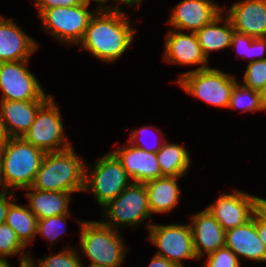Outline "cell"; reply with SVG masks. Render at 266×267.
Returning <instances> with one entry per match:
<instances>
[{
	"instance_id": "9",
	"label": "cell",
	"mask_w": 266,
	"mask_h": 267,
	"mask_svg": "<svg viewBox=\"0 0 266 267\" xmlns=\"http://www.w3.org/2000/svg\"><path fill=\"white\" fill-rule=\"evenodd\" d=\"M89 6L78 4L72 7H57L45 9L39 14L45 32L59 42L73 45L79 43L94 14ZM92 12V13H91Z\"/></svg>"
},
{
	"instance_id": "3",
	"label": "cell",
	"mask_w": 266,
	"mask_h": 267,
	"mask_svg": "<svg viewBox=\"0 0 266 267\" xmlns=\"http://www.w3.org/2000/svg\"><path fill=\"white\" fill-rule=\"evenodd\" d=\"M45 154L23 137H10L0 149L2 191L31 187Z\"/></svg>"
},
{
	"instance_id": "35",
	"label": "cell",
	"mask_w": 266,
	"mask_h": 267,
	"mask_svg": "<svg viewBox=\"0 0 266 267\" xmlns=\"http://www.w3.org/2000/svg\"><path fill=\"white\" fill-rule=\"evenodd\" d=\"M8 193H9L8 191H2V190L0 192V225L5 223L6 214H7L10 204L15 199H17L16 196L14 195L15 191L9 194Z\"/></svg>"
},
{
	"instance_id": "6",
	"label": "cell",
	"mask_w": 266,
	"mask_h": 267,
	"mask_svg": "<svg viewBox=\"0 0 266 267\" xmlns=\"http://www.w3.org/2000/svg\"><path fill=\"white\" fill-rule=\"evenodd\" d=\"M94 163L93 169L85 171L84 191L93 192L98 205L103 208L128 187L132 180L112 152Z\"/></svg>"
},
{
	"instance_id": "33",
	"label": "cell",
	"mask_w": 266,
	"mask_h": 267,
	"mask_svg": "<svg viewBox=\"0 0 266 267\" xmlns=\"http://www.w3.org/2000/svg\"><path fill=\"white\" fill-rule=\"evenodd\" d=\"M91 1L100 3V5L97 7V10L106 7L104 5V0H34V4L38 9V14H40L43 10L50 8L72 7L78 4H85L89 6Z\"/></svg>"
},
{
	"instance_id": "30",
	"label": "cell",
	"mask_w": 266,
	"mask_h": 267,
	"mask_svg": "<svg viewBox=\"0 0 266 267\" xmlns=\"http://www.w3.org/2000/svg\"><path fill=\"white\" fill-rule=\"evenodd\" d=\"M67 217H70V213L52 216L45 219H38L36 234H40V236H42L44 239L46 238L49 243L53 244L54 242H56L55 240H57L62 235V233H64L62 230L65 228L62 227L66 226Z\"/></svg>"
},
{
	"instance_id": "28",
	"label": "cell",
	"mask_w": 266,
	"mask_h": 267,
	"mask_svg": "<svg viewBox=\"0 0 266 267\" xmlns=\"http://www.w3.org/2000/svg\"><path fill=\"white\" fill-rule=\"evenodd\" d=\"M228 108H241L246 112L263 110L260 98V92L252 88L239 84L238 81L232 88Z\"/></svg>"
},
{
	"instance_id": "27",
	"label": "cell",
	"mask_w": 266,
	"mask_h": 267,
	"mask_svg": "<svg viewBox=\"0 0 266 267\" xmlns=\"http://www.w3.org/2000/svg\"><path fill=\"white\" fill-rule=\"evenodd\" d=\"M230 46L236 48V50L240 53L239 54L237 52V55L239 54L248 58L250 57L249 63L266 59V57H264L266 52V37L253 38L246 34L234 31ZM256 57L258 58L255 59Z\"/></svg>"
},
{
	"instance_id": "34",
	"label": "cell",
	"mask_w": 266,
	"mask_h": 267,
	"mask_svg": "<svg viewBox=\"0 0 266 267\" xmlns=\"http://www.w3.org/2000/svg\"><path fill=\"white\" fill-rule=\"evenodd\" d=\"M151 128H152V126L151 127L150 126H143L138 130H134L132 132L130 138H129V143L131 145L137 147V148L143 149L144 151L157 153L162 148L164 142L166 141L165 138H162L161 143L159 142L156 145L154 144L152 146L148 144V146H147V143L144 142L143 139L140 137L142 135H143V137H145L144 135H148Z\"/></svg>"
},
{
	"instance_id": "42",
	"label": "cell",
	"mask_w": 266,
	"mask_h": 267,
	"mask_svg": "<svg viewBox=\"0 0 266 267\" xmlns=\"http://www.w3.org/2000/svg\"><path fill=\"white\" fill-rule=\"evenodd\" d=\"M0 267H12V266L9 264L8 260L0 258Z\"/></svg>"
},
{
	"instance_id": "4",
	"label": "cell",
	"mask_w": 266,
	"mask_h": 267,
	"mask_svg": "<svg viewBox=\"0 0 266 267\" xmlns=\"http://www.w3.org/2000/svg\"><path fill=\"white\" fill-rule=\"evenodd\" d=\"M80 250L88 257L90 265L120 267L128 252L119 229L106 226L102 221H79Z\"/></svg>"
},
{
	"instance_id": "41",
	"label": "cell",
	"mask_w": 266,
	"mask_h": 267,
	"mask_svg": "<svg viewBox=\"0 0 266 267\" xmlns=\"http://www.w3.org/2000/svg\"><path fill=\"white\" fill-rule=\"evenodd\" d=\"M259 92H260L262 108L263 110H266V84Z\"/></svg>"
},
{
	"instance_id": "18",
	"label": "cell",
	"mask_w": 266,
	"mask_h": 267,
	"mask_svg": "<svg viewBox=\"0 0 266 267\" xmlns=\"http://www.w3.org/2000/svg\"><path fill=\"white\" fill-rule=\"evenodd\" d=\"M0 16V62L29 60L39 47L13 19Z\"/></svg>"
},
{
	"instance_id": "2",
	"label": "cell",
	"mask_w": 266,
	"mask_h": 267,
	"mask_svg": "<svg viewBox=\"0 0 266 267\" xmlns=\"http://www.w3.org/2000/svg\"><path fill=\"white\" fill-rule=\"evenodd\" d=\"M73 146L46 153L31 188L43 191L77 193L84 191L87 164L78 157Z\"/></svg>"
},
{
	"instance_id": "23",
	"label": "cell",
	"mask_w": 266,
	"mask_h": 267,
	"mask_svg": "<svg viewBox=\"0 0 266 267\" xmlns=\"http://www.w3.org/2000/svg\"><path fill=\"white\" fill-rule=\"evenodd\" d=\"M224 12L223 10L211 23L195 32L198 43L207 60L210 52L231 47L232 35L235 30L229 18H223L224 16L222 14ZM221 23L223 25H220Z\"/></svg>"
},
{
	"instance_id": "11",
	"label": "cell",
	"mask_w": 266,
	"mask_h": 267,
	"mask_svg": "<svg viewBox=\"0 0 266 267\" xmlns=\"http://www.w3.org/2000/svg\"><path fill=\"white\" fill-rule=\"evenodd\" d=\"M28 60L0 62L1 100H47V95L33 73L27 68Z\"/></svg>"
},
{
	"instance_id": "5",
	"label": "cell",
	"mask_w": 266,
	"mask_h": 267,
	"mask_svg": "<svg viewBox=\"0 0 266 267\" xmlns=\"http://www.w3.org/2000/svg\"><path fill=\"white\" fill-rule=\"evenodd\" d=\"M184 91L217 107L228 108L232 88L237 80L218 68L186 72L176 81Z\"/></svg>"
},
{
	"instance_id": "7",
	"label": "cell",
	"mask_w": 266,
	"mask_h": 267,
	"mask_svg": "<svg viewBox=\"0 0 266 267\" xmlns=\"http://www.w3.org/2000/svg\"><path fill=\"white\" fill-rule=\"evenodd\" d=\"M61 118L60 110L51 95L39 107L33 123L22 137L45 153L68 149L72 145L65 138Z\"/></svg>"
},
{
	"instance_id": "12",
	"label": "cell",
	"mask_w": 266,
	"mask_h": 267,
	"mask_svg": "<svg viewBox=\"0 0 266 267\" xmlns=\"http://www.w3.org/2000/svg\"><path fill=\"white\" fill-rule=\"evenodd\" d=\"M257 196L233 190L231 194H221L215 203L206 209L227 231L248 222L256 211Z\"/></svg>"
},
{
	"instance_id": "24",
	"label": "cell",
	"mask_w": 266,
	"mask_h": 267,
	"mask_svg": "<svg viewBox=\"0 0 266 267\" xmlns=\"http://www.w3.org/2000/svg\"><path fill=\"white\" fill-rule=\"evenodd\" d=\"M16 201L17 199L10 204L5 223L15 231L18 239L27 247L37 236L38 218L29 210L27 204L22 206Z\"/></svg>"
},
{
	"instance_id": "37",
	"label": "cell",
	"mask_w": 266,
	"mask_h": 267,
	"mask_svg": "<svg viewBox=\"0 0 266 267\" xmlns=\"http://www.w3.org/2000/svg\"><path fill=\"white\" fill-rule=\"evenodd\" d=\"M148 267H178V266L175 263L168 261L164 257L154 255Z\"/></svg>"
},
{
	"instance_id": "14",
	"label": "cell",
	"mask_w": 266,
	"mask_h": 267,
	"mask_svg": "<svg viewBox=\"0 0 266 267\" xmlns=\"http://www.w3.org/2000/svg\"><path fill=\"white\" fill-rule=\"evenodd\" d=\"M165 37L164 62L179 65H200L189 72L208 68V60L202 52L195 32L186 34L183 31L173 29L169 30Z\"/></svg>"
},
{
	"instance_id": "22",
	"label": "cell",
	"mask_w": 266,
	"mask_h": 267,
	"mask_svg": "<svg viewBox=\"0 0 266 267\" xmlns=\"http://www.w3.org/2000/svg\"><path fill=\"white\" fill-rule=\"evenodd\" d=\"M179 178L163 176L144 183L152 214L171 212L178 205L181 192L177 184Z\"/></svg>"
},
{
	"instance_id": "39",
	"label": "cell",
	"mask_w": 266,
	"mask_h": 267,
	"mask_svg": "<svg viewBox=\"0 0 266 267\" xmlns=\"http://www.w3.org/2000/svg\"><path fill=\"white\" fill-rule=\"evenodd\" d=\"M256 211L266 220V199L257 197Z\"/></svg>"
},
{
	"instance_id": "26",
	"label": "cell",
	"mask_w": 266,
	"mask_h": 267,
	"mask_svg": "<svg viewBox=\"0 0 266 267\" xmlns=\"http://www.w3.org/2000/svg\"><path fill=\"white\" fill-rule=\"evenodd\" d=\"M25 246L18 239L15 231L6 223L0 225V258L6 259L21 252L20 266H29L31 255L25 252ZM27 254V255H26Z\"/></svg>"
},
{
	"instance_id": "43",
	"label": "cell",
	"mask_w": 266,
	"mask_h": 267,
	"mask_svg": "<svg viewBox=\"0 0 266 267\" xmlns=\"http://www.w3.org/2000/svg\"><path fill=\"white\" fill-rule=\"evenodd\" d=\"M83 267H85V266H84V263H83ZM89 267H104V266L89 265Z\"/></svg>"
},
{
	"instance_id": "31",
	"label": "cell",
	"mask_w": 266,
	"mask_h": 267,
	"mask_svg": "<svg viewBox=\"0 0 266 267\" xmlns=\"http://www.w3.org/2000/svg\"><path fill=\"white\" fill-rule=\"evenodd\" d=\"M266 84V59L248 63L243 77V85L260 91Z\"/></svg>"
},
{
	"instance_id": "32",
	"label": "cell",
	"mask_w": 266,
	"mask_h": 267,
	"mask_svg": "<svg viewBox=\"0 0 266 267\" xmlns=\"http://www.w3.org/2000/svg\"><path fill=\"white\" fill-rule=\"evenodd\" d=\"M205 263L201 267H240V260L227 247L220 248L207 255Z\"/></svg>"
},
{
	"instance_id": "13",
	"label": "cell",
	"mask_w": 266,
	"mask_h": 267,
	"mask_svg": "<svg viewBox=\"0 0 266 267\" xmlns=\"http://www.w3.org/2000/svg\"><path fill=\"white\" fill-rule=\"evenodd\" d=\"M223 12L213 0H183L171 10L168 24L178 31L196 32Z\"/></svg>"
},
{
	"instance_id": "1",
	"label": "cell",
	"mask_w": 266,
	"mask_h": 267,
	"mask_svg": "<svg viewBox=\"0 0 266 267\" xmlns=\"http://www.w3.org/2000/svg\"><path fill=\"white\" fill-rule=\"evenodd\" d=\"M124 14L118 4L96 9L78 44L102 61L118 60L130 47L136 31Z\"/></svg>"
},
{
	"instance_id": "20",
	"label": "cell",
	"mask_w": 266,
	"mask_h": 267,
	"mask_svg": "<svg viewBox=\"0 0 266 267\" xmlns=\"http://www.w3.org/2000/svg\"><path fill=\"white\" fill-rule=\"evenodd\" d=\"M46 100H1L0 118L10 137H22L33 123L39 107Z\"/></svg>"
},
{
	"instance_id": "29",
	"label": "cell",
	"mask_w": 266,
	"mask_h": 267,
	"mask_svg": "<svg viewBox=\"0 0 266 267\" xmlns=\"http://www.w3.org/2000/svg\"><path fill=\"white\" fill-rule=\"evenodd\" d=\"M78 249L73 250L70 245L54 255L47 256L38 261V264L31 257L29 267H83ZM38 265V266H36Z\"/></svg>"
},
{
	"instance_id": "25",
	"label": "cell",
	"mask_w": 266,
	"mask_h": 267,
	"mask_svg": "<svg viewBox=\"0 0 266 267\" xmlns=\"http://www.w3.org/2000/svg\"><path fill=\"white\" fill-rule=\"evenodd\" d=\"M157 160L161 169V177H183L189 169L190 157L183 145L164 142L157 152Z\"/></svg>"
},
{
	"instance_id": "21",
	"label": "cell",
	"mask_w": 266,
	"mask_h": 267,
	"mask_svg": "<svg viewBox=\"0 0 266 267\" xmlns=\"http://www.w3.org/2000/svg\"><path fill=\"white\" fill-rule=\"evenodd\" d=\"M29 199V210L38 218L45 219L52 216L69 214L71 194L61 191H43L36 188H25Z\"/></svg>"
},
{
	"instance_id": "19",
	"label": "cell",
	"mask_w": 266,
	"mask_h": 267,
	"mask_svg": "<svg viewBox=\"0 0 266 267\" xmlns=\"http://www.w3.org/2000/svg\"><path fill=\"white\" fill-rule=\"evenodd\" d=\"M225 247L238 259L242 256L253 261H266V247L257 234L256 211L248 222L226 231Z\"/></svg>"
},
{
	"instance_id": "15",
	"label": "cell",
	"mask_w": 266,
	"mask_h": 267,
	"mask_svg": "<svg viewBox=\"0 0 266 267\" xmlns=\"http://www.w3.org/2000/svg\"><path fill=\"white\" fill-rule=\"evenodd\" d=\"M236 32L253 38L266 37V0H242L226 12Z\"/></svg>"
},
{
	"instance_id": "36",
	"label": "cell",
	"mask_w": 266,
	"mask_h": 267,
	"mask_svg": "<svg viewBox=\"0 0 266 267\" xmlns=\"http://www.w3.org/2000/svg\"><path fill=\"white\" fill-rule=\"evenodd\" d=\"M257 234L266 247V220L256 211Z\"/></svg>"
},
{
	"instance_id": "16",
	"label": "cell",
	"mask_w": 266,
	"mask_h": 267,
	"mask_svg": "<svg viewBox=\"0 0 266 267\" xmlns=\"http://www.w3.org/2000/svg\"><path fill=\"white\" fill-rule=\"evenodd\" d=\"M191 221L189 225L198 259L225 247L226 230L206 208L192 215Z\"/></svg>"
},
{
	"instance_id": "10",
	"label": "cell",
	"mask_w": 266,
	"mask_h": 267,
	"mask_svg": "<svg viewBox=\"0 0 266 267\" xmlns=\"http://www.w3.org/2000/svg\"><path fill=\"white\" fill-rule=\"evenodd\" d=\"M147 229H149V240L159 249L155 255L164 257L178 267H185L183 259H198L190 225L148 224Z\"/></svg>"
},
{
	"instance_id": "8",
	"label": "cell",
	"mask_w": 266,
	"mask_h": 267,
	"mask_svg": "<svg viewBox=\"0 0 266 267\" xmlns=\"http://www.w3.org/2000/svg\"><path fill=\"white\" fill-rule=\"evenodd\" d=\"M104 225L117 230L118 226H135L151 219L148 195L144 183L132 182L115 199L104 206Z\"/></svg>"
},
{
	"instance_id": "40",
	"label": "cell",
	"mask_w": 266,
	"mask_h": 267,
	"mask_svg": "<svg viewBox=\"0 0 266 267\" xmlns=\"http://www.w3.org/2000/svg\"><path fill=\"white\" fill-rule=\"evenodd\" d=\"M109 0H104V3H107ZM112 1H115L117 3H119L120 5L121 4H125L127 6H130V5H137L140 4L141 1L143 0H112Z\"/></svg>"
},
{
	"instance_id": "17",
	"label": "cell",
	"mask_w": 266,
	"mask_h": 267,
	"mask_svg": "<svg viewBox=\"0 0 266 267\" xmlns=\"http://www.w3.org/2000/svg\"><path fill=\"white\" fill-rule=\"evenodd\" d=\"M112 153L134 183H145L161 177L157 153L144 151L129 142L125 147H119Z\"/></svg>"
},
{
	"instance_id": "38",
	"label": "cell",
	"mask_w": 266,
	"mask_h": 267,
	"mask_svg": "<svg viewBox=\"0 0 266 267\" xmlns=\"http://www.w3.org/2000/svg\"><path fill=\"white\" fill-rule=\"evenodd\" d=\"M10 136L6 130L4 123L0 118V149L4 147V145L9 141Z\"/></svg>"
}]
</instances>
